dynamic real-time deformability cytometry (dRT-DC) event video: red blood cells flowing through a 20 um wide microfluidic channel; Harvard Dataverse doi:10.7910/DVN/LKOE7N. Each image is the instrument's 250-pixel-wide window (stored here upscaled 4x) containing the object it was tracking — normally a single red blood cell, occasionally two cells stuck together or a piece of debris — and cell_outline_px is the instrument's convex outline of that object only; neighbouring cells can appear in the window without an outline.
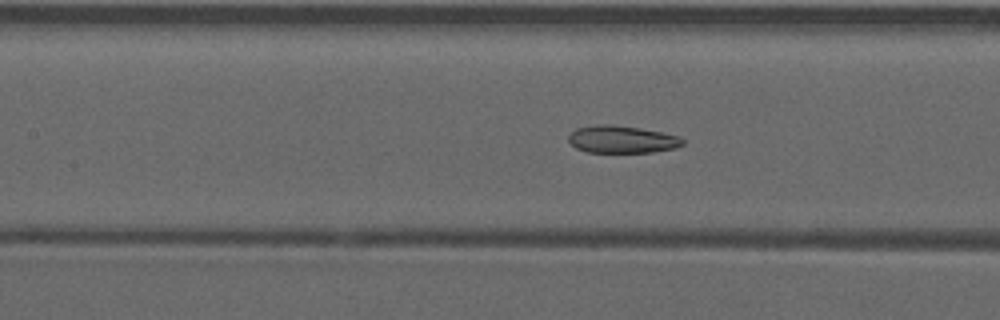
{"species": "common noctule bat (a hibernating species)", "species_latin": "Nyctalus noctula", "temperature_condition": "warm", "stored_images_in_passage": 51, "camera_frame_rate_fps": 3000, "um_per_image_px": 0.085, "animal": {"sex": "male", "forearm_length_mm": 52.5}, "frame": {"image": 1, "passage_image": 23, "time_ms": 7.333, "image_size_px": [1000, 320], "cell_outline_px": [[684, 144], [676, 148], [652, 152], [588, 152], [576, 148], [568, 140], [568, 136], [576, 128], [596, 124], [612, 124], [640, 128], [680, 136], [684, 140]], "centroid_in_image_um": [52.87, 11.84], "position_along_channel_um": 154.5, "area_um2": 18.26}}
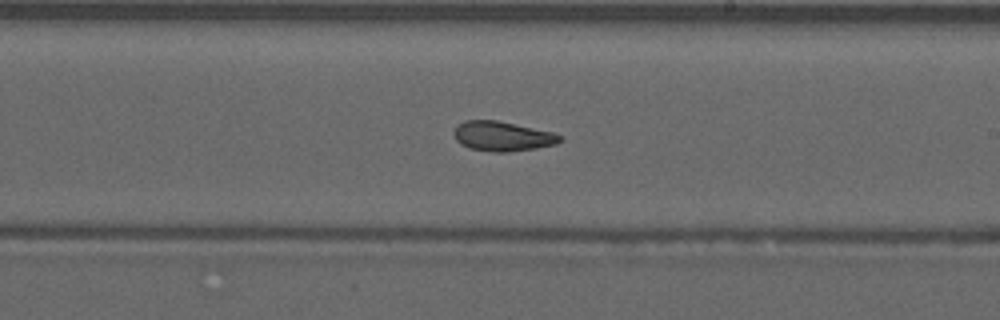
{"frame": {"image": 2, "passage_image": 30, "time_ms": 9.667, "image_size_px": [1000, 320], "cell_outline_px": [[560, 140], [556, 144], [536, 148], [508, 152], [492, 152], [468, 148], [460, 144], [456, 140], [452, 132], [456, 124], [464, 120], [496, 120], [552, 132], [560, 136]], "centroid_in_image_um": [42.62, 11.58], "position_along_channel_um": 246.4, "area_um2": 18.38}}
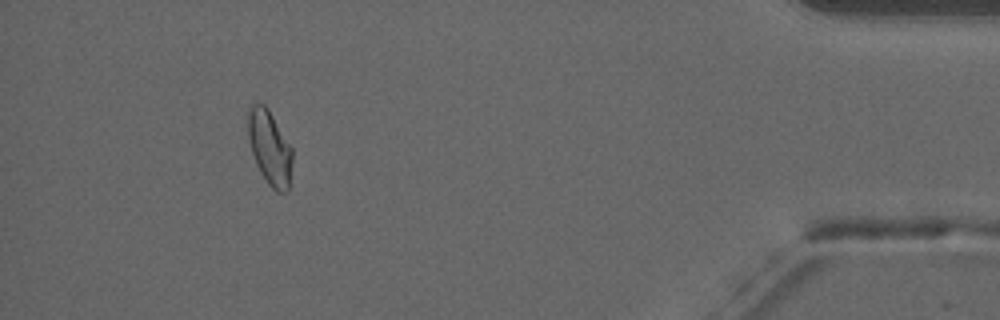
{"frame": {"image": 3, "passage_image": 47, "time_ms": 15.333, "image_size_px": [1000, 320], "cell_outline_px": [[292, 160], [288, 188], [284, 192], [276, 192], [268, 184], [260, 172], [256, 164], [252, 152], [248, 136], [248, 112], [252, 104], [264, 104], [268, 108], [292, 148]], "centroid_in_image_um": [22.92, 12.55], "position_along_channel_um": 412.3, "area_um2": 18.96}, "authors_computed_cell_mechanics": {"area_um2": 19.0162, "velocity_mm_per_s": 3.9488, "shape_relaxation_time_tau1_ms": null, "shape_relaxation_time_tau2_ms": 2.3018, "deformation_change_tau1": null, "deformation_change_tau2": 0.0933}}